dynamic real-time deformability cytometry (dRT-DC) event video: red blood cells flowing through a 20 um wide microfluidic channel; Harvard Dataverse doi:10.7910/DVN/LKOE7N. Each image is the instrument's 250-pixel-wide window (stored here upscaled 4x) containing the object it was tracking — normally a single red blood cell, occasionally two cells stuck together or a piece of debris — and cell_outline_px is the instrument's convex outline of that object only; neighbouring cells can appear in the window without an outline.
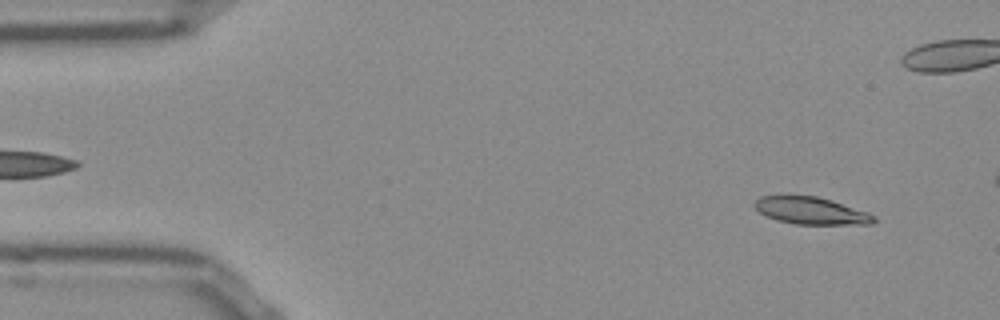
{"species": "Egyptian fruit bat (a non-hibernating species)", "species_latin": "Rousettus aegyptiacus", "temperature_condition": "room temperature", "stored_images_in_passage": 13, "camera_frame_rate_fps": 3000, "um_per_image_px": 0.085, "frame": {"image": 1, "passage_image": 4, "time_ms": 1.0, "image_size_px": [1000, 320], "cell_outline_px": [[876, 220], [872, 224], [796, 224], [776, 220], [760, 212], [752, 204], [760, 196], [816, 196], [868, 212], [876, 216]], "centroid_in_image_um": [68.94, 17.92], "position_along_channel_um": 16.1, "area_um2": 18.61}}